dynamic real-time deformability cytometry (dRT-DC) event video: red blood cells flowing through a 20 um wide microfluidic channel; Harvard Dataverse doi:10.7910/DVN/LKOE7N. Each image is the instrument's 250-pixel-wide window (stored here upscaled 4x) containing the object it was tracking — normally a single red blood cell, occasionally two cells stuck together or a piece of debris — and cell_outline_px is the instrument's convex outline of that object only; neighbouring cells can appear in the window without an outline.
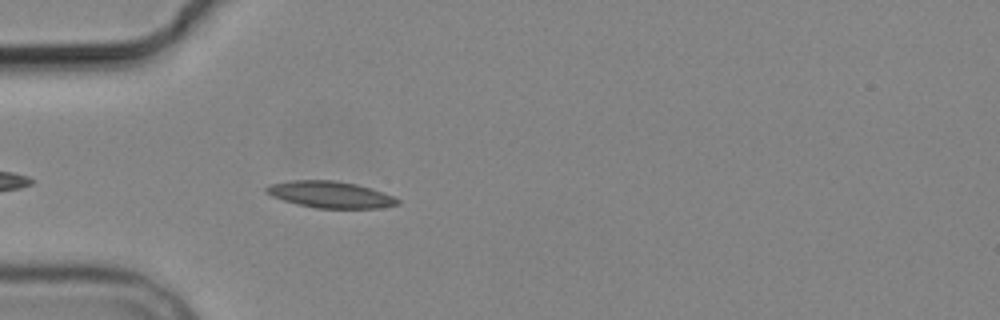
{"species": "common noctule bat (a hibernating species)", "species_latin": "Nyctalus noctula", "temperature_condition": "cold", "stored_images_in_passage": 4, "camera_frame_rate_fps": 3000, "um_per_image_px": 0.085, "animal": {"sex": "male", "body_mass_g": 19.2, "forearm_length_mm": 51.8}, "frame": {"image": 1, "passage_image": 4, "time_ms": 3.667, "image_size_px": [1000, 320], "cell_outline_px": [[400, 204], [380, 208], [316, 208], [296, 204], [272, 196], [264, 192], [264, 188], [268, 184], [292, 180], [336, 180], [356, 184], [372, 188], [392, 196], [400, 200]], "centroid_in_image_um": [28.05, 16.53], "position_along_channel_um": 56.9, "area_um2": 20.46}}